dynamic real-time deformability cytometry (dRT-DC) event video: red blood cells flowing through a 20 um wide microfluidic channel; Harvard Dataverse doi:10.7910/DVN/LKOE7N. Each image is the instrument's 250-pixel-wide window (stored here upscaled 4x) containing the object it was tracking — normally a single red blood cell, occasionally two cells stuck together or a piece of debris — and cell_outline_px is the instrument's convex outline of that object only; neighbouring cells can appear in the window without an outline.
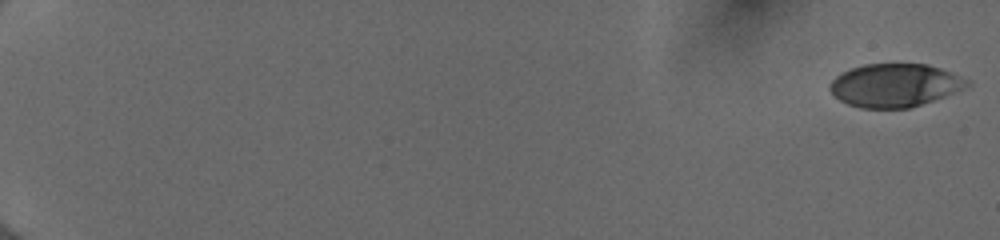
{"species": "human", "species_latin": "Homo sapiens", "temperature_condition": "cold", "stored_images_in_passage": 54, "camera_frame_rate_fps": 3000, "um_per_image_px": 0.085, "donor": {"sex": "female"}, "frame": {"image": 1, "passage_image": 1, "time_ms": 0.0, "image_size_px": [1000, 240], "cell_outline_px": [[972, 84], [964, 88], [944, 96], [908, 108], [860, 108], [848, 104], [840, 100], [828, 88], [828, 84], [836, 76], [852, 68], [864, 64], [928, 64], [940, 68], [972, 80]], "centroid_in_image_um": [76.07, 7.24], "position_along_channel_um": 8.9, "area_um2": 34.39}}
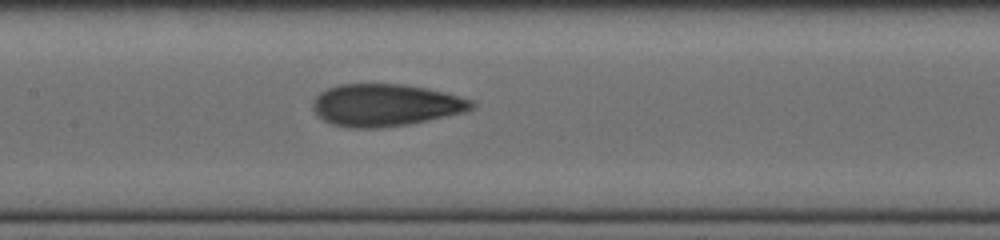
{"frame": {"image": 2, "passage_image": 30, "time_ms": 9.667, "image_size_px": [1000, 240], "cell_outline_px": [[476, 108], [468, 112], [408, 124], [380, 128], [352, 128], [332, 124], [324, 120], [312, 108], [312, 100], [320, 92], [328, 88], [340, 84], [404, 84], [428, 88], [476, 100]], "centroid_in_image_um": [32.83, 8.93], "position_along_channel_um": 174.6, "area_um2": 39.48}}
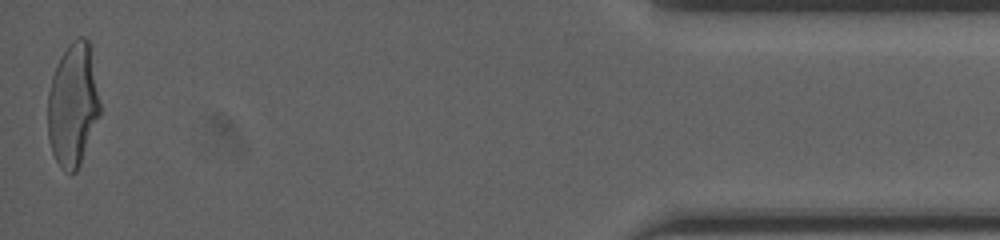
{"frame": {"image": 3, "passage_image": 54, "time_ms": 17.667, "image_size_px": [1000, 240], "cell_outline_px": [[100, 116], [80, 164], [76, 172], [68, 172], [56, 160], [52, 152], [48, 136], [48, 92], [52, 76], [56, 64], [60, 56], [68, 44], [76, 36], [84, 36], [92, 44], [100, 104]], "centroid_in_image_um": [6.22, 8.82], "position_along_channel_um": 429.0, "area_um2": 38.03}, "authors_computed_cell_mechanics": {"area_um2": 37.1365, "velocity_mm_per_s": 4.0232, "shape_relaxation_time_tau1_ms": 7.5692, "shape_relaxation_time_tau2_ms": 1.1427, "deformation_change_tau1": 0.2334, "deformation_change_tau2": 0.0851}}